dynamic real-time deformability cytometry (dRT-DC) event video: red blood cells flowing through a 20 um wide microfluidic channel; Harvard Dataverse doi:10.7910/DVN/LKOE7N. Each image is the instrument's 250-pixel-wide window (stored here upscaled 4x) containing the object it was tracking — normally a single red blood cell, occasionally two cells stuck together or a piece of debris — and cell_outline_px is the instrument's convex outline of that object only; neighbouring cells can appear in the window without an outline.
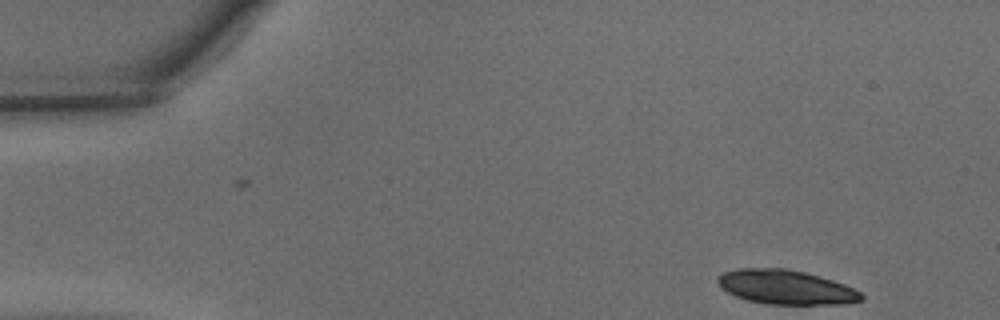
{"species": "common noctule bat (a hibernating species)", "species_latin": "Nyctalus noctula", "temperature_condition": "warm", "stored_images_in_passage": 35, "camera_frame_rate_fps": 3000, "um_per_image_px": 0.085, "animal": {"sex": "male", "body_mass_g": 15.6}, "frame": {"image": 1, "passage_image": 1, "time_ms": 0.0, "image_size_px": [1000, 320], "cell_outline_px": [[864, 300], [848, 304], [768, 304], [748, 300], [736, 296], [720, 288], [716, 280], [724, 272], [740, 268], [788, 268], [820, 276], [844, 284], [860, 292], [864, 296]], "centroid_in_image_um": [66.82, 24.41], "position_along_channel_um": 18.2, "area_um2": 28.73}}
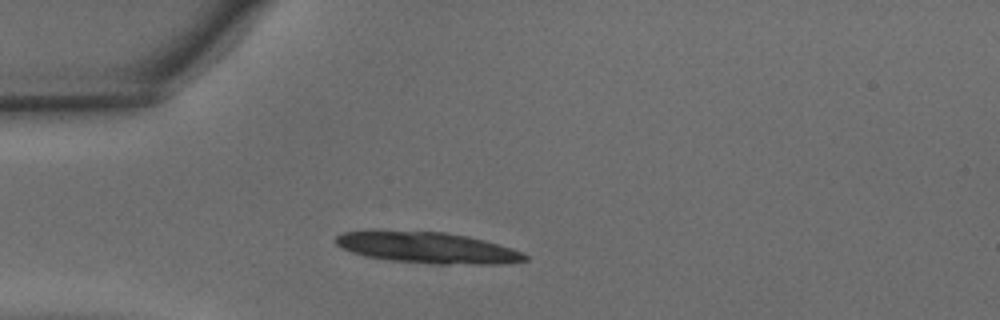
{"frame": {"image": 2, "passage_image": 9, "time_ms": 2.667, "image_size_px": [1000, 320], "cell_outline_px": [[528, 260], [508, 264], [436, 264], [392, 260], [368, 256], [352, 252], [336, 244], [332, 240], [336, 236], [344, 232], [372, 228], [376, 228], [444, 232], [468, 236], [484, 240], [512, 248], [528, 256]], "centroid_in_image_um": [36.28, 21.01], "position_along_channel_um": 48.7, "area_um2": 35.14}}